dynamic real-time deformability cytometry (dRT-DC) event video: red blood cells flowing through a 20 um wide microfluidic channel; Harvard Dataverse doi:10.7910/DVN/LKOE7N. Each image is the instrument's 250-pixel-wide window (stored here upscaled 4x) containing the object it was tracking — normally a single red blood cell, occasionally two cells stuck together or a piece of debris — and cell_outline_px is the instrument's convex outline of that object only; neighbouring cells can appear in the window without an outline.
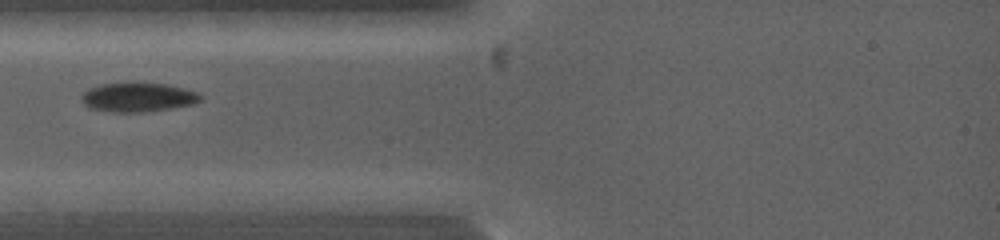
{"species": "common noctule bat (a hibernating species)", "species_latin": "Nyctalus noctula", "temperature_condition": "warm", "stored_images_in_passage": 5, "camera_frame_rate_fps": 5000, "um_per_image_px": 0.085, "animal": {"sex": "female", "body_mass_g": 19.0, "forearm_length_mm": 53.3}, "frame": {"image": 1, "passage_image": 4, "time_ms": 2.2, "image_size_px": [1000, 240], "cell_outline_px": [[204, 96], [196, 104], [172, 108], [144, 112], [112, 112], [88, 108], [80, 100], [80, 96], [88, 88], [100, 84], [164, 84], [184, 88], [196, 92]], "centroid_in_image_um": [11.71, 8.29], "position_along_channel_um": 73.3, "area_um2": 20.11}}